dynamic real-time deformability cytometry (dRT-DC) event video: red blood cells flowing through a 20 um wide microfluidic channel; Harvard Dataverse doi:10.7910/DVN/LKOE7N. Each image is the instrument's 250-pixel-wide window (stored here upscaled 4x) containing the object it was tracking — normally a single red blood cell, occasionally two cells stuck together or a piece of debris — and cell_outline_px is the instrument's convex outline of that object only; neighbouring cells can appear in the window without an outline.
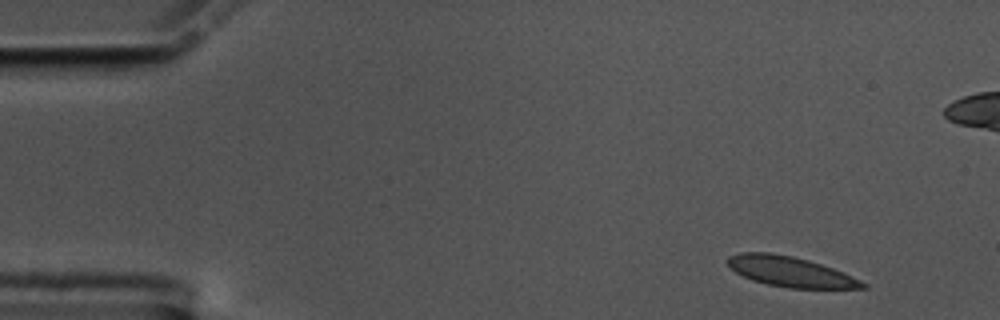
{"species": "common noctule bat (a hibernating species)", "species_latin": "Nyctalus noctula", "temperature_condition": "cold", "stored_images_in_passage": 54, "camera_frame_rate_fps": 3000, "um_per_image_px": 0.085, "animal": {"sex": "male", "body_mass_g": 17.5, "forearm_length_mm": 52.3}, "frame": {"image": 1, "passage_image": 1, "time_ms": 0.0, "image_size_px": [1000, 320], "cell_outline_px": [[868, 288], [788, 288], [768, 284], [752, 280], [736, 272], [728, 264], [728, 256], [740, 252], [768, 252], [792, 256], [808, 260], [844, 272], [868, 284]], "centroid_in_image_um": [67.19, 23.09], "position_along_channel_um": 17.8, "area_um2": 23.52}}
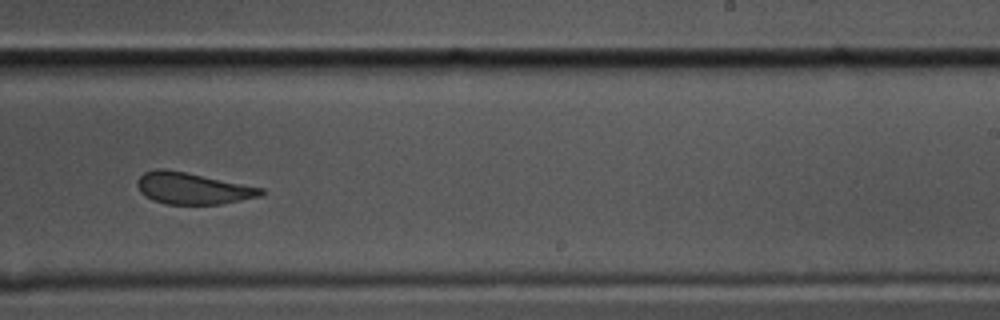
{"frame": {"image": 2, "passage_image": 31, "time_ms": 10.0, "image_size_px": [1000, 320], "cell_outline_px": [[264, 192], [260, 196], [220, 204], [164, 204], [152, 200], [144, 196], [140, 192], [136, 184], [136, 180], [144, 172], [156, 168], [164, 168], [264, 188]], "centroid_in_image_um": [16.31, 16.01], "position_along_channel_um": 272.7, "area_um2": 22.72}}
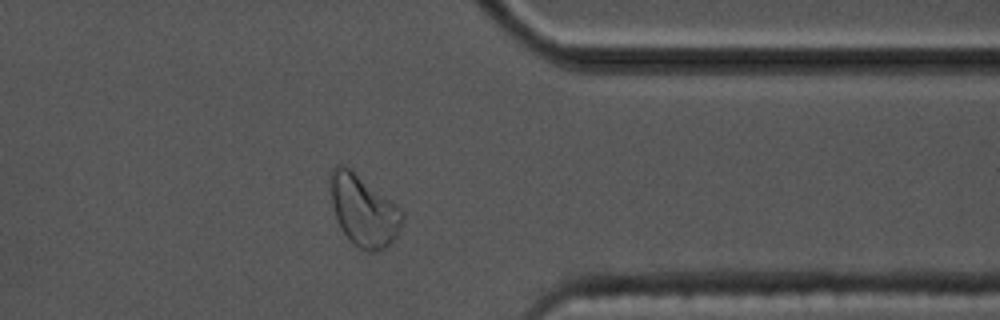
{"frame": {"image": 3, "passage_image": 41, "time_ms": 13.333, "image_size_px": [1000, 320], "cell_outline_px": [[404, 220], [396, 236], [384, 248], [376, 252], [368, 252], [352, 244], [340, 228], [336, 220], [332, 204], [332, 168], [336, 164], [344, 164], [396, 204], [404, 212]], "centroid_in_image_um": [30.92, 17.93], "position_along_channel_um": 380.5, "area_um2": 29.48}, "authors_computed_cell_mechanics": {"area_um2": 24.3916, "velocity_mm_per_s": 3.5013, "shape_relaxation_time_tau1_ms": null, "shape_relaxation_time_tau2_ms": 0.7669, "deformation_change_tau1": null, "deformation_change_tau2": 0.0715}}